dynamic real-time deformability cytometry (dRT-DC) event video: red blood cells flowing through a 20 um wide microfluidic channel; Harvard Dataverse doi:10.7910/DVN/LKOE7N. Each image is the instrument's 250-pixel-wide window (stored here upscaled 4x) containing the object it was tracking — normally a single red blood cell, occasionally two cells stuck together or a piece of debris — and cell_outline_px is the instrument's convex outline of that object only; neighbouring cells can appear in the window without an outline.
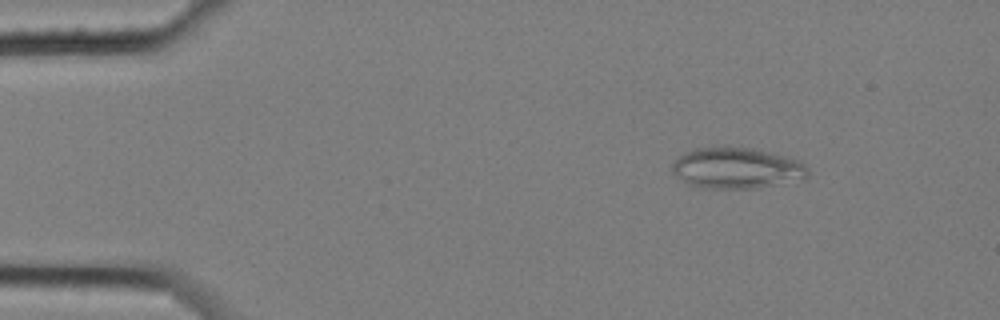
{"species": "common noctule bat (a hibernating species)", "species_latin": "Nyctalus noctula", "temperature_condition": "cold", "stored_images_in_passage": 5, "camera_frame_rate_fps": 3000, "um_per_image_px": 0.085, "animal": {"sex": "female", "body_mass_g": 25.1}, "frame": {"image": 1, "passage_image": 3, "time_ms": 0.667, "image_size_px": [1000, 320], "cell_outline_px": [[808, 176], [804, 180], [752, 188], [700, 188], [688, 184], [676, 176], [672, 172], [672, 164], [684, 152], [696, 148], [716, 144], [752, 148], [772, 152], [796, 160], [804, 164], [808, 168]], "centroid_in_image_um": [62.59, 14.26], "position_along_channel_um": 22.4, "area_um2": 33.0}}